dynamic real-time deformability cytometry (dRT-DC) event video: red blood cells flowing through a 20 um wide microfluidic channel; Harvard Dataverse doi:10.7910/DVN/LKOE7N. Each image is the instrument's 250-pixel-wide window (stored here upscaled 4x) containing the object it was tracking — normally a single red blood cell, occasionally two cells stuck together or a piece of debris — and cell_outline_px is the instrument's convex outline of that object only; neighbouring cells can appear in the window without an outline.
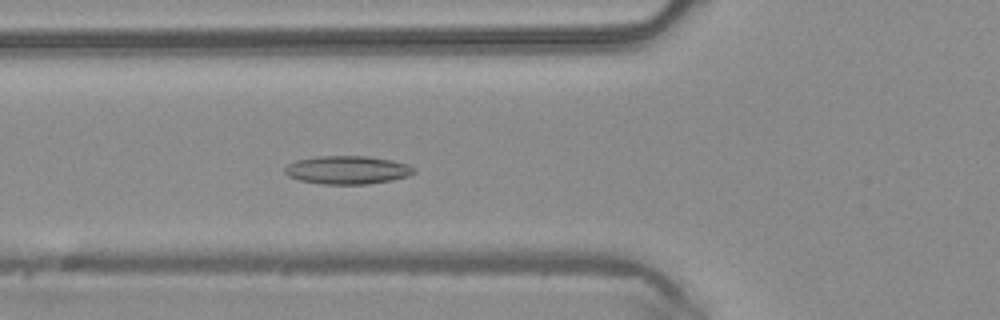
{"species": "common noctule bat (a hibernating species)", "species_latin": "Nyctalus noctula", "temperature_condition": "warm", "stored_images_in_passage": 47, "camera_frame_rate_fps": 3000, "um_per_image_px": 0.085, "animal": {"sex": "male", "body_mass_g": 20.4}, "frame": {"image": 1, "passage_image": 17, "time_ms": 5.333, "image_size_px": [1000, 320], "cell_outline_px": [[416, 172], [408, 176], [392, 180], [368, 184], [320, 184], [300, 180], [288, 176], [284, 172], [284, 168], [288, 164], [296, 160], [316, 156], [368, 156], [392, 160], [408, 164], [416, 168]], "centroid_in_image_um": [29.54, 14.44], "position_along_channel_um": 96.3, "area_um2": 21.44}}
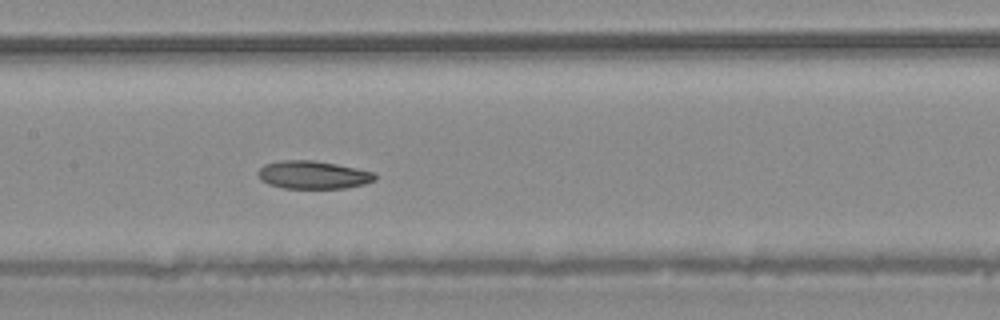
{"frame": {"image": 2, "passage_image": 23, "time_ms": 7.333, "image_size_px": [1000, 320], "cell_outline_px": [[376, 180], [364, 184], [344, 188], [284, 188], [268, 184], [260, 180], [256, 172], [264, 164], [280, 160], [312, 160], [336, 164], [356, 168], [372, 172], [376, 176]], "centroid_in_image_um": [26.57, 14.86], "position_along_channel_um": 180.8, "area_um2": 19.07}}
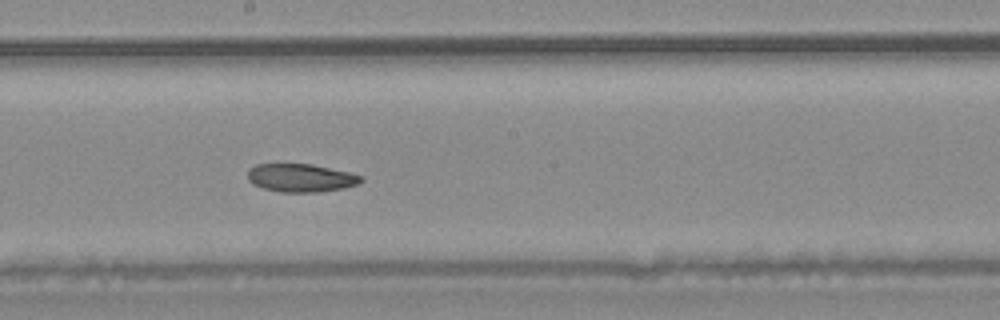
{"frame": {"image": 3, "passage_image": 26, "time_ms": 8.333, "image_size_px": [1000, 320], "cell_outline_px": [[364, 180], [356, 184], [344, 188], [320, 192], [280, 192], [264, 188], [252, 184], [248, 180], [248, 168], [256, 164], [312, 164], [348, 172], [364, 176]], "centroid_in_image_um": [25.56, 15.12], "position_along_channel_um": 222.6, "area_um2": 18.67}, "authors_computed_cell_mechanics": {"area_um2": 20.808, "velocity_mm_per_s": 4.2078, "shape_relaxation_time_tau1_ms": null, "shape_relaxation_time_tau2_ms": 5.1392, "deformation_change_tau1": null, "deformation_change_tau2": 0.1191}}